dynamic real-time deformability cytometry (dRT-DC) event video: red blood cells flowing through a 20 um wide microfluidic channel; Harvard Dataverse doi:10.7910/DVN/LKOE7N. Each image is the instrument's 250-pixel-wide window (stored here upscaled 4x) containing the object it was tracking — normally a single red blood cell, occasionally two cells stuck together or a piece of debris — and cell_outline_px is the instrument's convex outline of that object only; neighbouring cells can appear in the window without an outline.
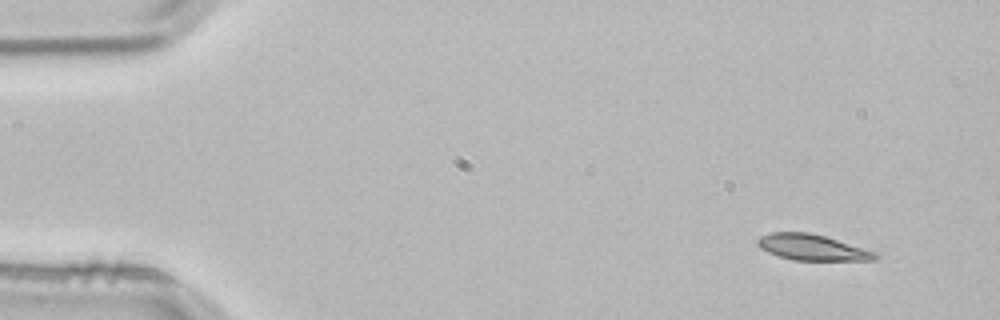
{"species": "common noctule bat (a hibernating species)", "species_latin": "Nyctalus noctula", "temperature_condition": "room temperature", "stored_images_in_passage": 3, "segment_of_instrument_passage": [1, 2], "camera_frame_rate_fps": 3000, "um_per_image_px": 0.085, "animal": {"sex": "male", "body_mass_g": 21.5, "forearm_length_mm": 52.0}, "frame": {"image": 1, "passage_image": 1, "time_ms": 0.0, "image_size_px": [1000, 320], "cell_outline_px": [[880, 256], [876, 260], [792, 260], [768, 252], [760, 248], [756, 244], [756, 240], [760, 236], [772, 232], [808, 232], [824, 236], [876, 252]], "centroid_in_image_um": [69.01, 21.03], "position_along_channel_um": 16.0, "area_um2": 17.63}}